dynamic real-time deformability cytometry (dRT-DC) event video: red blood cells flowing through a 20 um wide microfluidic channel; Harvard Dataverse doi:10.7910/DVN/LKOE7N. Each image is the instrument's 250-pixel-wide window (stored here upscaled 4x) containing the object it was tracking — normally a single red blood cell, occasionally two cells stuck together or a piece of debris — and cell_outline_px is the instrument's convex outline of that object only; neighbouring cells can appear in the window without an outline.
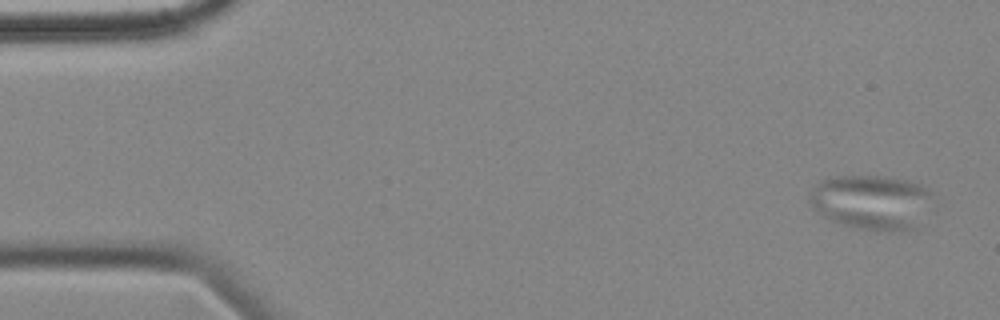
{"species": "common noctule bat (a hibernating species)", "species_latin": "Nyctalus noctula", "temperature_condition": "cold", "stored_images_in_passage": 3, "camera_frame_rate_fps": 3000, "um_per_image_px": 0.085, "animal": {"sex": "female", "body_mass_g": 18.4}, "frame": {"image": 1, "passage_image": 1, "time_ms": 0.0, "image_size_px": [1000, 320], "cell_outline_px": [[932, 192], [916, 228], [900, 232], [876, 232], [844, 224], [832, 220], [824, 216], [812, 208], [808, 200], [812, 188], [820, 180], [840, 176], [880, 176], [908, 180], [920, 184]], "centroid_in_image_um": [74.03, 17.19], "position_along_channel_um": 11.0, "area_um2": 39.02}}